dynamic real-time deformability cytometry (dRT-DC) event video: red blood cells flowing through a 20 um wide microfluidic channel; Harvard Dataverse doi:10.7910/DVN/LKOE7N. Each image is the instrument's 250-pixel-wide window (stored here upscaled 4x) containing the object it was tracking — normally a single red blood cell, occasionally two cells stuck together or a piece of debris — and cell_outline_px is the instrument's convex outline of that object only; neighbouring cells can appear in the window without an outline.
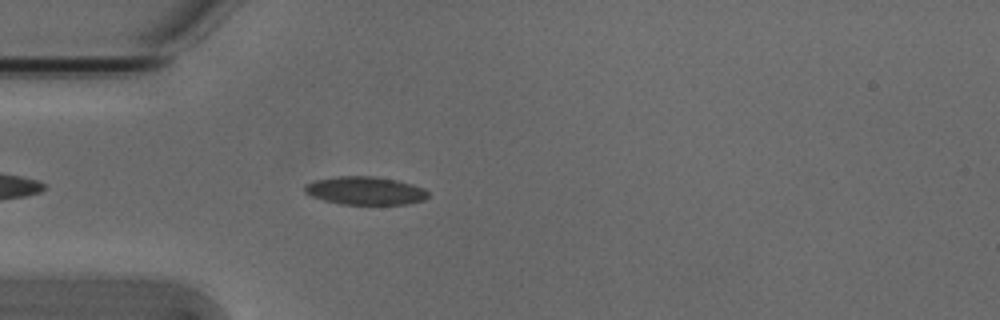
{"species": "Egyptian fruit bat (a non-hibernating species)", "species_latin": "Rousettus aegyptiacus", "temperature_condition": "cold", "stored_images_in_passage": 43, "camera_frame_rate_fps": 3000, "um_per_image_px": 0.085, "animal": {"sex": "male"}, "frame": {"image": 1, "passage_image": 5, "time_ms": 1.333, "image_size_px": [1000, 320], "cell_outline_px": [[428, 196], [424, 200], [408, 204], [340, 204], [324, 200], [312, 196], [304, 192], [304, 184], [316, 180], [340, 176], [372, 176], [396, 180], [412, 184], [424, 188], [428, 192]], "centroid_in_image_um": [31.04, 16.21], "position_along_channel_um": 54.0, "area_um2": 20.17}}
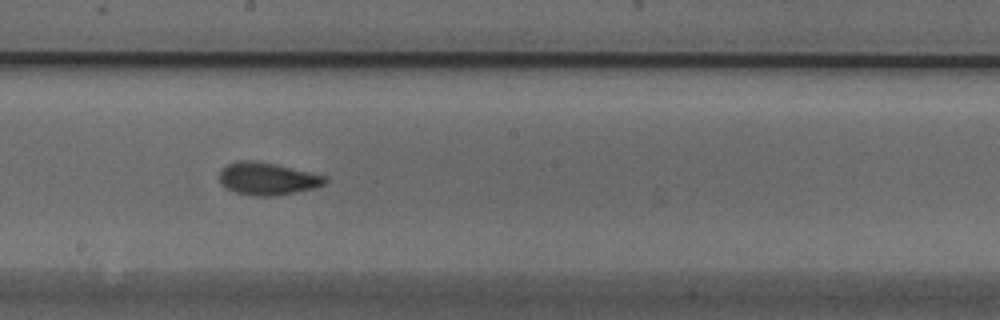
{"frame": {"image": 2, "passage_image": 19, "time_ms": 6.0, "image_size_px": [1000, 320], "cell_outline_px": [[328, 180], [324, 184], [316, 188], [276, 196], [252, 196], [236, 192], [224, 188], [220, 184], [220, 172], [228, 164], [236, 160], [256, 160], [328, 176]], "centroid_in_image_um": [22.74, 15.2], "position_along_channel_um": 225.5, "area_um2": 20.17}}
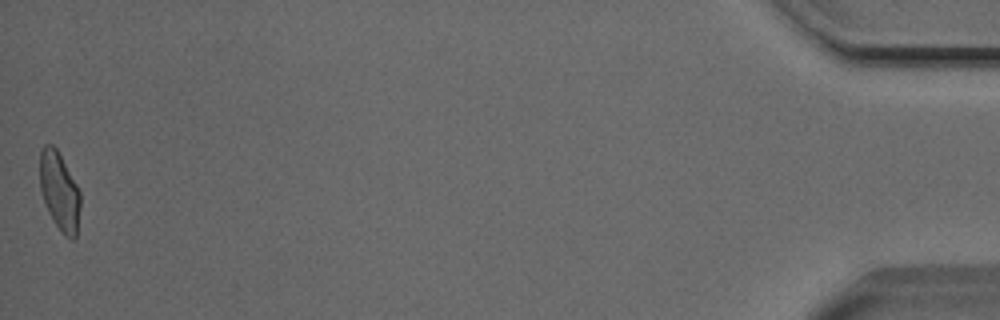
{"frame": {"image": 3, "passage_image": 43, "time_ms": 14.0, "image_size_px": [1000, 320], "cell_outline_px": [[80, 208], [76, 236], [72, 240], [64, 236], [60, 232], [52, 220], [48, 212], [40, 188], [40, 152], [44, 144], [52, 144], [56, 148], [76, 184], [80, 192]], "centroid_in_image_um": [5.05, 16.29], "position_along_channel_um": 430.2, "area_um2": 18.44}, "authors_computed_cell_mechanics": {"area_um2": 19.0162, "velocity_mm_per_s": 3.8262, "shape_relaxation_time_tau1_ms": 4.7323, "shape_relaxation_time_tau2_ms": 1.2424, "deformation_change_tau1": 0.1221, "deformation_change_tau2": 0.0474}}